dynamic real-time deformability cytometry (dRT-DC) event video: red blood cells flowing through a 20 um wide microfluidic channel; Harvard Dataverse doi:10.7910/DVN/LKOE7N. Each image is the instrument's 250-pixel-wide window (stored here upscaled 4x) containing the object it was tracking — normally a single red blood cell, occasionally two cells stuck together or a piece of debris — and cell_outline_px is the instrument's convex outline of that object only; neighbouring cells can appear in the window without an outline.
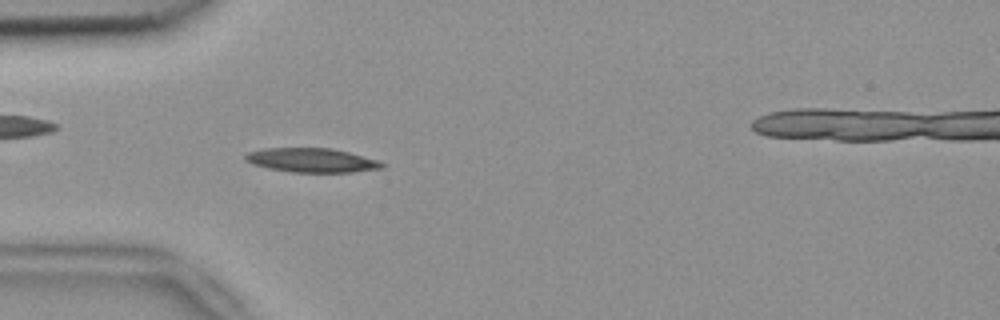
{"species": "common noctule bat (a hibernating species)", "species_latin": "Nyctalus noctula", "temperature_condition": "room temperature", "stored_images_in_passage": 54, "camera_frame_rate_fps": 3000, "um_per_image_px": 0.085, "animal": {"sex": "female", "body_mass_g": 18.4}, "frame": {"image": 1, "passage_image": 15, "time_ms": 4.667, "image_size_px": [1000, 320], "cell_outline_px": [[384, 168], [352, 172], [292, 172], [268, 168], [252, 164], [244, 160], [244, 156], [248, 152], [264, 148], [332, 148], [380, 160], [384, 164]], "centroid_in_image_um": [26.5, 13.62], "position_along_channel_um": 58.5, "area_um2": 19.31}}
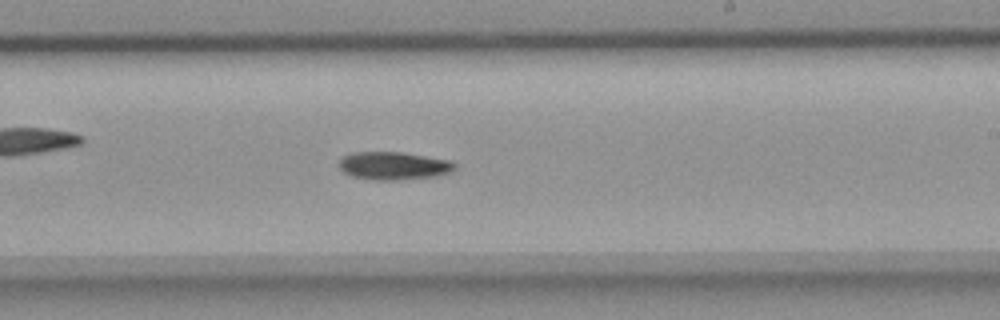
{"frame": {"image": 2, "passage_image": 31, "time_ms": 10.0, "image_size_px": [1000, 320], "cell_outline_px": [[456, 168], [448, 172], [436, 176], [396, 180], [376, 180], [352, 176], [344, 172], [340, 168], [340, 160], [344, 156], [352, 152], [404, 152], [452, 160], [456, 164]], "centroid_in_image_um": [33.49, 14.08], "position_along_channel_um": 255.5, "area_um2": 18.84}}
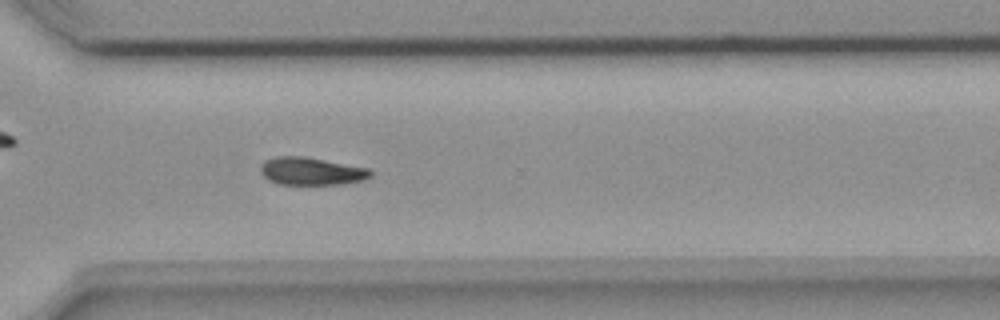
{"frame": {"image": 3, "passage_image": 38, "time_ms": 12.333, "image_size_px": [1000, 320], "cell_outline_px": [[372, 176], [364, 180], [340, 184], [276, 184], [268, 180], [260, 172], [260, 164], [264, 160], [276, 156], [304, 156], [368, 168], [372, 172]], "centroid_in_image_um": [26.42, 14.55], "position_along_channel_um": 344.2, "area_um2": 17.86}, "authors_computed_cell_mechanics": {"area_um2": 18.1203, "velocity_mm_per_s": 3.7753, "shape_relaxation_time_tau1_ms": 7.4413, "shape_relaxation_time_tau2_ms": null, "deformation_change_tau1": 0.1581, "deformation_change_tau2": null}}